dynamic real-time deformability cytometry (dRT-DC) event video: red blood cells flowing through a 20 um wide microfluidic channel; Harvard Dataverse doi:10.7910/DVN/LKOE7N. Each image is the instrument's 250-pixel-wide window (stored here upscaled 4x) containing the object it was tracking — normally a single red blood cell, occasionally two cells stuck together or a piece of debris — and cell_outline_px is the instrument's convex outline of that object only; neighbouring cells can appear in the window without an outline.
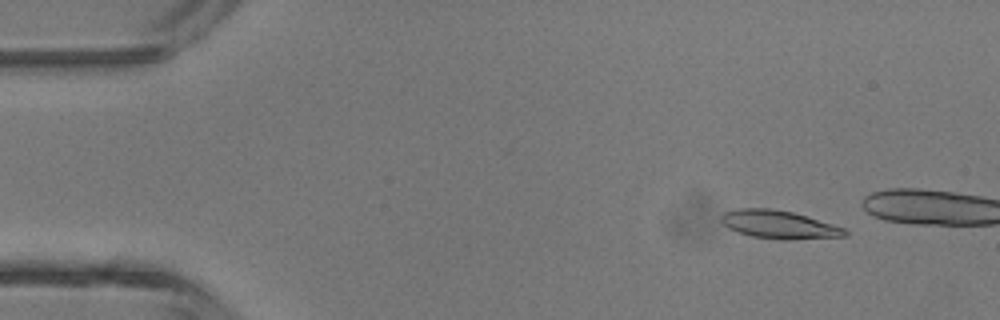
{"species": "common noctule bat (a hibernating species)", "species_latin": "Nyctalus noctula", "temperature_condition": "room temperature", "stored_images_in_passage": 4, "camera_frame_rate_fps": 3000, "um_per_image_px": 0.085, "animal": {"sex": "male", "body_mass_g": 13.3}, "frame": {"image": 1, "passage_image": 1, "time_ms": 0.0, "image_size_px": [1000, 320], "cell_outline_px": [[848, 236], [792, 240], [780, 240], [752, 236], [728, 228], [720, 220], [720, 216], [724, 212], [740, 208], [772, 208], [792, 212], [832, 224], [844, 228], [848, 232]], "centroid_in_image_um": [66.22, 19.09], "position_along_channel_um": 18.8, "area_um2": 20.29}}